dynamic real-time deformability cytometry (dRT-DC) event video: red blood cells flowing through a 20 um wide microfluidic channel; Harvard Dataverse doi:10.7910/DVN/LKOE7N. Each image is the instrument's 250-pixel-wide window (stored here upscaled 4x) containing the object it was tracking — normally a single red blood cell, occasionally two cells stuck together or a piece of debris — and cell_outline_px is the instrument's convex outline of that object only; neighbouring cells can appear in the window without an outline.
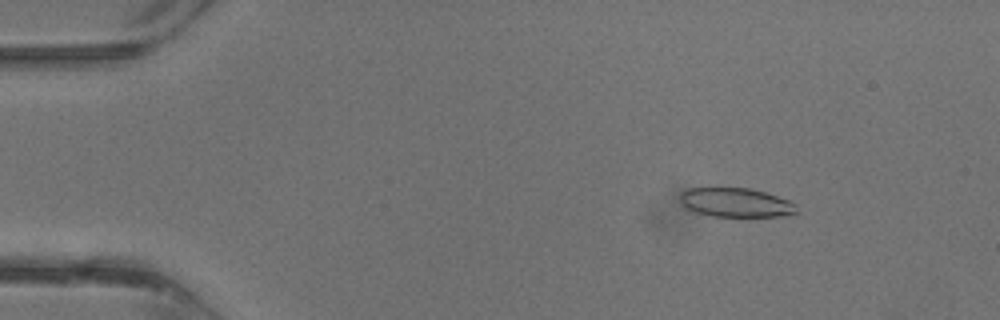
{"species": "common noctule bat (a hibernating species)", "species_latin": "Nyctalus noctula", "temperature_condition": "warm", "stored_images_in_passage": 39, "camera_frame_rate_fps": 3000, "um_per_image_px": 0.085, "animal": {"sex": "male", "body_mass_g": 13.3}, "frame": {"image": 1, "passage_image": 6, "time_ms": 1.667, "image_size_px": [1000, 320], "cell_outline_px": [[796, 212], [784, 216], [712, 216], [696, 212], [688, 208], [680, 200], [680, 192], [688, 188], [752, 188], [788, 200], [796, 204]], "centroid_in_image_um": [62.54, 17.21], "position_along_channel_um": 22.5, "area_um2": 19.54}}
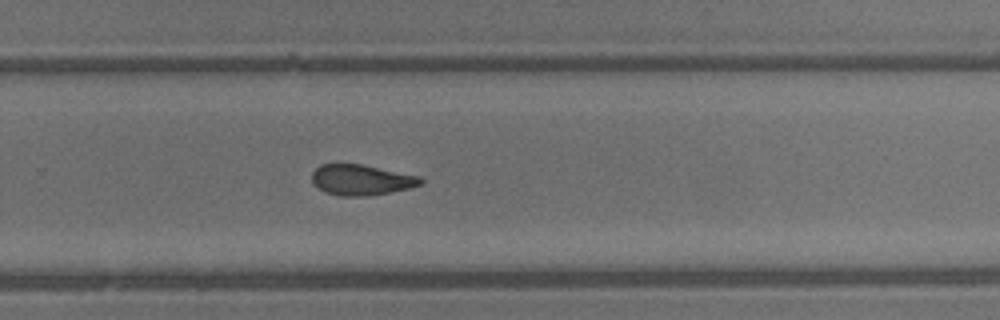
{"frame": {"image": 2, "passage_image": 26, "time_ms": 8.333, "image_size_px": [1000, 320], "cell_outline_px": [[424, 180], [420, 184], [408, 188], [368, 196], [340, 196], [324, 192], [312, 184], [312, 172], [320, 164], [360, 164], [420, 176]], "centroid_in_image_um": [30.66, 15.29], "position_along_channel_um": 299.1, "area_um2": 19.31}}
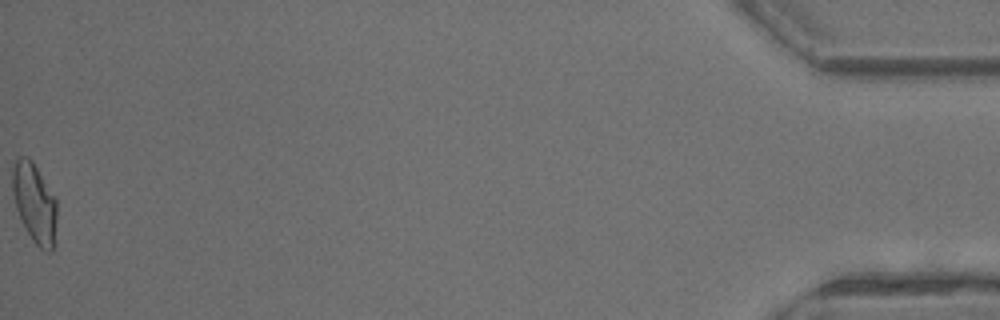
{"frame": {"image": 3, "passage_image": 39, "time_ms": 12.667, "image_size_px": [1000, 320], "cell_outline_px": [[56, 220], [52, 252], [48, 252], [40, 248], [32, 240], [16, 208], [12, 192], [12, 168], [16, 160], [20, 156], [28, 156], [32, 160], [56, 200]], "centroid_in_image_um": [2.92, 17.23], "position_along_channel_um": 432.3, "area_um2": 20.23}}